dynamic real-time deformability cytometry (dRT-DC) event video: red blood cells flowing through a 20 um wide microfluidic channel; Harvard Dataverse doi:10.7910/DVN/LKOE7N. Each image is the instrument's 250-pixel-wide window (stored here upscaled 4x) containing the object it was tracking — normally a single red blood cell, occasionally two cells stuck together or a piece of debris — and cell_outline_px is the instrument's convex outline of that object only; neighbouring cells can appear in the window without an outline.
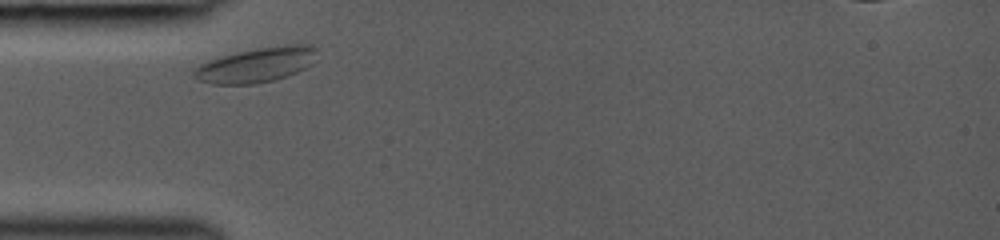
{"species": "common noctule bat (a hibernating species)", "species_latin": "Nyctalus noctula", "temperature_condition": "room temperature", "stored_images_in_passage": 2, "camera_frame_rate_fps": 3000, "um_per_image_px": 0.085, "animal": {"sex": "female", "body_mass_g": 19.0, "forearm_length_mm": 53.3}, "frame": {"image": 1, "passage_image": 1, "time_ms": 0.0, "image_size_px": [1000, 240], "cell_outline_px": [[316, 48], [312, 64], [288, 76], [272, 80], [252, 84], [212, 84], [200, 80], [192, 76], [192, 72], [200, 64], [236, 52], [256, 48], [288, 44], [304, 44]], "centroid_in_image_um": [21.78, 5.52], "position_along_channel_um": 63.2, "area_um2": 24.57}}